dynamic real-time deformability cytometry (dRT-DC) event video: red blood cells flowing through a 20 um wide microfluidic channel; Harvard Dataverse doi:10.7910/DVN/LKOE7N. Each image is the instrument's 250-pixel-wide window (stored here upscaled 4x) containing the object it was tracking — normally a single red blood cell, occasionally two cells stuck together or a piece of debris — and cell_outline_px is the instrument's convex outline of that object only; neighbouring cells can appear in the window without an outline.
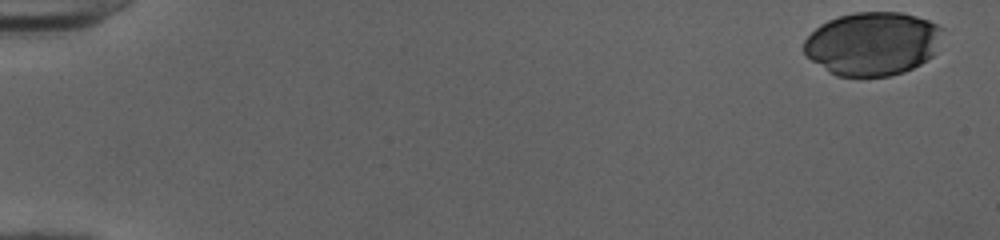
{"species": "human", "species_latin": "Homo sapiens", "temperature_condition": "cold", "stored_images_in_passage": 51, "camera_frame_rate_fps": 3000, "um_per_image_px": 0.085, "donor": {"sex": "female"}, "frame": {"image": 1, "passage_image": 1, "time_ms": 0.0, "image_size_px": [1000, 240], "cell_outline_px": [[944, 28], [932, 56], [920, 64], [904, 72], [888, 76], [836, 76], [828, 72], [812, 60], [804, 52], [804, 40], [820, 24], [836, 16], [856, 12], [900, 12], [916, 16], [928, 20]], "centroid_in_image_um": [74.15, 3.7], "position_along_channel_um": 10.8, "area_um2": 51.15}}
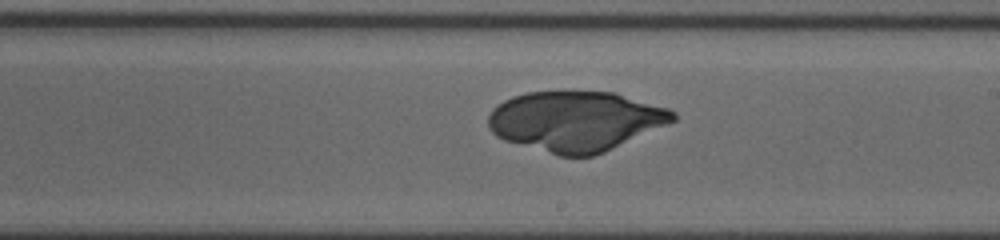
{"frame": {"image": 2, "passage_image": 31, "time_ms": 10.0, "image_size_px": [1000, 240], "cell_outline_px": [[676, 120], [668, 124], [604, 152], [592, 156], [560, 156], [504, 140], [496, 136], [488, 128], [488, 116], [492, 108], [496, 104], [512, 96], [528, 92], [616, 92], [668, 108], [676, 112]], "centroid_in_image_um": [48.92, 10.29], "position_along_channel_um": 240.1, "area_um2": 64.62}}
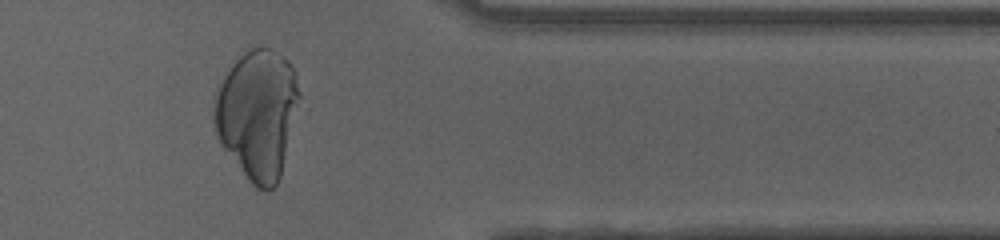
{"frame": {"image": 3, "passage_image": 43, "time_ms": 14.0, "image_size_px": [1000, 240], "cell_outline_px": [[300, 96], [280, 176], [276, 184], [268, 192], [256, 188], [248, 180], [220, 144], [216, 136], [212, 120], [212, 96], [224, 76], [236, 60], [240, 56], [252, 48], [272, 48], [288, 60], [292, 68], [300, 92]], "centroid_in_image_um": [21.83, 9.7], "position_along_channel_um": 389.6, "area_um2": 64.16}}